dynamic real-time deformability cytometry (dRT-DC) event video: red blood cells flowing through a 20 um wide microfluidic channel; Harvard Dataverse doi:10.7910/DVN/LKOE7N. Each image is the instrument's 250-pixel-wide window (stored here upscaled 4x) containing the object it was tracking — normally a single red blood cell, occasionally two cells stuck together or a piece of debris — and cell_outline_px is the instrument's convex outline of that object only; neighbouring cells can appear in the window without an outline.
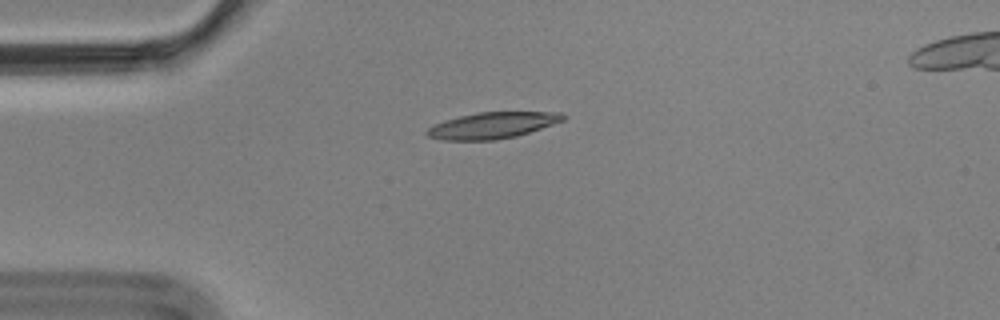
{"species": "Egyptian fruit bat (a non-hibernating species)", "species_latin": "Rousettus aegyptiacus", "temperature_condition": "cold", "stored_images_in_passage": 5, "camera_frame_rate_fps": 3000, "um_per_image_px": 0.085, "animal": {"sex": "male"}, "frame": {"image": 1, "passage_image": 5, "time_ms": 1.333, "image_size_px": [1000, 320], "cell_outline_px": [[568, 116], [564, 120], [516, 136], [496, 140], [444, 140], [428, 136], [424, 132], [428, 128], [444, 120], [476, 112], [560, 112]], "centroid_in_image_um": [41.85, 10.65], "position_along_channel_um": 43.2, "area_um2": 20.69}}